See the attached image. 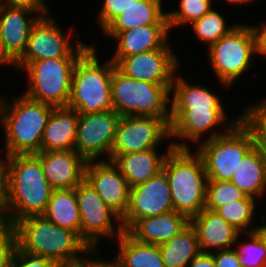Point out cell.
<instances>
[{"mask_svg":"<svg viewBox=\"0 0 266 267\" xmlns=\"http://www.w3.org/2000/svg\"><path fill=\"white\" fill-rule=\"evenodd\" d=\"M5 158L8 224L14 225L29 216L43 215L53 188L44 175L40 159L35 154Z\"/></svg>","mask_w":266,"mask_h":267,"instance_id":"obj_1","label":"cell"},{"mask_svg":"<svg viewBox=\"0 0 266 267\" xmlns=\"http://www.w3.org/2000/svg\"><path fill=\"white\" fill-rule=\"evenodd\" d=\"M17 247L25 253L45 257L55 264L74 262L84 258L79 254L96 253L75 232L57 226L43 215L29 216L14 225Z\"/></svg>","mask_w":266,"mask_h":267,"instance_id":"obj_2","label":"cell"},{"mask_svg":"<svg viewBox=\"0 0 266 267\" xmlns=\"http://www.w3.org/2000/svg\"><path fill=\"white\" fill-rule=\"evenodd\" d=\"M195 154H191L189 148L173 147L162 168L170 186L174 211L189 220L205 208L208 184L203 160Z\"/></svg>","mask_w":266,"mask_h":267,"instance_id":"obj_3","label":"cell"},{"mask_svg":"<svg viewBox=\"0 0 266 267\" xmlns=\"http://www.w3.org/2000/svg\"><path fill=\"white\" fill-rule=\"evenodd\" d=\"M2 98L0 122L6 135V157L41 152L42 138L53 106L22 94L12 106ZM10 105V106H9Z\"/></svg>","mask_w":266,"mask_h":267,"instance_id":"obj_4","label":"cell"},{"mask_svg":"<svg viewBox=\"0 0 266 267\" xmlns=\"http://www.w3.org/2000/svg\"><path fill=\"white\" fill-rule=\"evenodd\" d=\"M224 127L225 132L214 131L199 146L208 180L230 181L241 159L257 144L255 129L241 114Z\"/></svg>","mask_w":266,"mask_h":267,"instance_id":"obj_5","label":"cell"},{"mask_svg":"<svg viewBox=\"0 0 266 267\" xmlns=\"http://www.w3.org/2000/svg\"><path fill=\"white\" fill-rule=\"evenodd\" d=\"M96 50L90 47L78 58L71 83V97L68 107L76 109L78 114L96 113L113 109L111 82L112 60L100 66Z\"/></svg>","mask_w":266,"mask_h":267,"instance_id":"obj_6","label":"cell"},{"mask_svg":"<svg viewBox=\"0 0 266 267\" xmlns=\"http://www.w3.org/2000/svg\"><path fill=\"white\" fill-rule=\"evenodd\" d=\"M172 85H160L135 80L113 69L111 94L113 110L123 116H153L170 124ZM169 107V108H168Z\"/></svg>","mask_w":266,"mask_h":267,"instance_id":"obj_7","label":"cell"},{"mask_svg":"<svg viewBox=\"0 0 266 267\" xmlns=\"http://www.w3.org/2000/svg\"><path fill=\"white\" fill-rule=\"evenodd\" d=\"M78 58H50L25 68L30 86L24 95L53 107H66L71 97L72 72Z\"/></svg>","mask_w":266,"mask_h":267,"instance_id":"obj_8","label":"cell"},{"mask_svg":"<svg viewBox=\"0 0 266 267\" xmlns=\"http://www.w3.org/2000/svg\"><path fill=\"white\" fill-rule=\"evenodd\" d=\"M208 50L210 65L218 80L222 85L231 86L251 67V57L256 53L252 27L236 25Z\"/></svg>","mask_w":266,"mask_h":267,"instance_id":"obj_9","label":"cell"},{"mask_svg":"<svg viewBox=\"0 0 266 267\" xmlns=\"http://www.w3.org/2000/svg\"><path fill=\"white\" fill-rule=\"evenodd\" d=\"M47 15H42L32 27L25 52L13 64L17 69H25L33 61L79 58L90 47L79 40L76 41V46L71 45L70 37H66L56 20Z\"/></svg>","mask_w":266,"mask_h":267,"instance_id":"obj_10","label":"cell"},{"mask_svg":"<svg viewBox=\"0 0 266 267\" xmlns=\"http://www.w3.org/2000/svg\"><path fill=\"white\" fill-rule=\"evenodd\" d=\"M75 194L81 219L80 237L91 249H97L100 236L113 237L116 234L119 237L125 232L120 216L104 203L85 180L75 187ZM112 217L118 221V229L114 228Z\"/></svg>","mask_w":266,"mask_h":267,"instance_id":"obj_11","label":"cell"},{"mask_svg":"<svg viewBox=\"0 0 266 267\" xmlns=\"http://www.w3.org/2000/svg\"><path fill=\"white\" fill-rule=\"evenodd\" d=\"M168 136L170 126L162 118L123 116L117 124L111 161L119 154L156 149L158 143Z\"/></svg>","mask_w":266,"mask_h":267,"instance_id":"obj_12","label":"cell"},{"mask_svg":"<svg viewBox=\"0 0 266 267\" xmlns=\"http://www.w3.org/2000/svg\"><path fill=\"white\" fill-rule=\"evenodd\" d=\"M120 118L113 109L79 114L74 150L86 161L96 160L103 153L111 160V150Z\"/></svg>","mask_w":266,"mask_h":267,"instance_id":"obj_13","label":"cell"},{"mask_svg":"<svg viewBox=\"0 0 266 267\" xmlns=\"http://www.w3.org/2000/svg\"><path fill=\"white\" fill-rule=\"evenodd\" d=\"M39 14L33 18L28 14ZM48 9L0 6V65H13L25 52L32 27Z\"/></svg>","mask_w":266,"mask_h":267,"instance_id":"obj_14","label":"cell"},{"mask_svg":"<svg viewBox=\"0 0 266 267\" xmlns=\"http://www.w3.org/2000/svg\"><path fill=\"white\" fill-rule=\"evenodd\" d=\"M170 186L162 170L144 183L130 187L129 205L121 218L126 232L137 220L173 211Z\"/></svg>","mask_w":266,"mask_h":267,"instance_id":"obj_15","label":"cell"},{"mask_svg":"<svg viewBox=\"0 0 266 267\" xmlns=\"http://www.w3.org/2000/svg\"><path fill=\"white\" fill-rule=\"evenodd\" d=\"M171 51L170 48H160L123 57L116 68L135 80L172 85L179 61Z\"/></svg>","mask_w":266,"mask_h":267,"instance_id":"obj_16","label":"cell"},{"mask_svg":"<svg viewBox=\"0 0 266 267\" xmlns=\"http://www.w3.org/2000/svg\"><path fill=\"white\" fill-rule=\"evenodd\" d=\"M84 180L120 218L124 216L129 205L130 186L111 160L87 161Z\"/></svg>","mask_w":266,"mask_h":267,"instance_id":"obj_17","label":"cell"},{"mask_svg":"<svg viewBox=\"0 0 266 267\" xmlns=\"http://www.w3.org/2000/svg\"><path fill=\"white\" fill-rule=\"evenodd\" d=\"M167 14L156 25L134 27L121 32H104L106 36L116 38L117 49L111 60L115 65L123 58L141 52L160 48H169L167 36L169 32Z\"/></svg>","mask_w":266,"mask_h":267,"instance_id":"obj_18","label":"cell"},{"mask_svg":"<svg viewBox=\"0 0 266 267\" xmlns=\"http://www.w3.org/2000/svg\"><path fill=\"white\" fill-rule=\"evenodd\" d=\"M35 155L53 190L73 189L84 180L87 161L75 150L41 151Z\"/></svg>","mask_w":266,"mask_h":267,"instance_id":"obj_19","label":"cell"},{"mask_svg":"<svg viewBox=\"0 0 266 267\" xmlns=\"http://www.w3.org/2000/svg\"><path fill=\"white\" fill-rule=\"evenodd\" d=\"M224 112V109H170L169 137L183 138L195 144L203 133L224 123Z\"/></svg>","mask_w":266,"mask_h":267,"instance_id":"obj_20","label":"cell"},{"mask_svg":"<svg viewBox=\"0 0 266 267\" xmlns=\"http://www.w3.org/2000/svg\"><path fill=\"white\" fill-rule=\"evenodd\" d=\"M188 148V143L173 142L168 145L166 154H157L156 149L117 155L112 162L118 167L130 187L144 183L162 171L167 153L172 148Z\"/></svg>","mask_w":266,"mask_h":267,"instance_id":"obj_21","label":"cell"},{"mask_svg":"<svg viewBox=\"0 0 266 267\" xmlns=\"http://www.w3.org/2000/svg\"><path fill=\"white\" fill-rule=\"evenodd\" d=\"M189 223L184 214L173 210L137 220L126 233L137 242L160 245L176 236Z\"/></svg>","mask_w":266,"mask_h":267,"instance_id":"obj_22","label":"cell"},{"mask_svg":"<svg viewBox=\"0 0 266 267\" xmlns=\"http://www.w3.org/2000/svg\"><path fill=\"white\" fill-rule=\"evenodd\" d=\"M190 224L197 233L200 251L204 253H207L210 248H216L219 251L230 249L241 234L215 211L206 208L192 217Z\"/></svg>","mask_w":266,"mask_h":267,"instance_id":"obj_23","label":"cell"},{"mask_svg":"<svg viewBox=\"0 0 266 267\" xmlns=\"http://www.w3.org/2000/svg\"><path fill=\"white\" fill-rule=\"evenodd\" d=\"M78 121L76 109L54 107L44 129L41 151L74 150Z\"/></svg>","mask_w":266,"mask_h":267,"instance_id":"obj_24","label":"cell"},{"mask_svg":"<svg viewBox=\"0 0 266 267\" xmlns=\"http://www.w3.org/2000/svg\"><path fill=\"white\" fill-rule=\"evenodd\" d=\"M230 181L247 196L254 198L264 194L266 190V155L258 144L241 159Z\"/></svg>","mask_w":266,"mask_h":267,"instance_id":"obj_25","label":"cell"},{"mask_svg":"<svg viewBox=\"0 0 266 267\" xmlns=\"http://www.w3.org/2000/svg\"><path fill=\"white\" fill-rule=\"evenodd\" d=\"M162 0H137L120 13L103 31L121 32L134 27L156 25L167 12L162 11Z\"/></svg>","mask_w":266,"mask_h":267,"instance_id":"obj_26","label":"cell"},{"mask_svg":"<svg viewBox=\"0 0 266 267\" xmlns=\"http://www.w3.org/2000/svg\"><path fill=\"white\" fill-rule=\"evenodd\" d=\"M158 246L165 267H187L201 252L197 233L190 223L176 236Z\"/></svg>","mask_w":266,"mask_h":267,"instance_id":"obj_27","label":"cell"},{"mask_svg":"<svg viewBox=\"0 0 266 267\" xmlns=\"http://www.w3.org/2000/svg\"><path fill=\"white\" fill-rule=\"evenodd\" d=\"M43 216L57 226L75 231L80 236L81 219L75 188L53 190Z\"/></svg>","mask_w":266,"mask_h":267,"instance_id":"obj_28","label":"cell"},{"mask_svg":"<svg viewBox=\"0 0 266 267\" xmlns=\"http://www.w3.org/2000/svg\"><path fill=\"white\" fill-rule=\"evenodd\" d=\"M117 239L119 251L115 260L122 267H165L158 245L137 242L126 232Z\"/></svg>","mask_w":266,"mask_h":267,"instance_id":"obj_29","label":"cell"},{"mask_svg":"<svg viewBox=\"0 0 266 267\" xmlns=\"http://www.w3.org/2000/svg\"><path fill=\"white\" fill-rule=\"evenodd\" d=\"M171 91H174L171 109H224L218 96L203 86L188 84L181 77L174 76Z\"/></svg>","mask_w":266,"mask_h":267,"instance_id":"obj_30","label":"cell"},{"mask_svg":"<svg viewBox=\"0 0 266 267\" xmlns=\"http://www.w3.org/2000/svg\"><path fill=\"white\" fill-rule=\"evenodd\" d=\"M255 204V198L246 196L217 208L215 212L241 233L248 226L251 227Z\"/></svg>","mask_w":266,"mask_h":267,"instance_id":"obj_31","label":"cell"},{"mask_svg":"<svg viewBox=\"0 0 266 267\" xmlns=\"http://www.w3.org/2000/svg\"><path fill=\"white\" fill-rule=\"evenodd\" d=\"M189 25L193 26L192 28L198 39L208 42V47L216 43L236 26V24L232 27L225 26L226 21L222 15L213 9Z\"/></svg>","mask_w":266,"mask_h":267,"instance_id":"obj_32","label":"cell"},{"mask_svg":"<svg viewBox=\"0 0 266 267\" xmlns=\"http://www.w3.org/2000/svg\"><path fill=\"white\" fill-rule=\"evenodd\" d=\"M246 196L231 181L208 180L205 208L215 211L227 203L244 199Z\"/></svg>","mask_w":266,"mask_h":267,"instance_id":"obj_33","label":"cell"},{"mask_svg":"<svg viewBox=\"0 0 266 267\" xmlns=\"http://www.w3.org/2000/svg\"><path fill=\"white\" fill-rule=\"evenodd\" d=\"M256 229L246 230L250 241L234 249L241 267H266V244Z\"/></svg>","mask_w":266,"mask_h":267,"instance_id":"obj_34","label":"cell"},{"mask_svg":"<svg viewBox=\"0 0 266 267\" xmlns=\"http://www.w3.org/2000/svg\"><path fill=\"white\" fill-rule=\"evenodd\" d=\"M213 0H180V9L168 12L167 19L169 28L172 26L186 25L200 19L212 8Z\"/></svg>","mask_w":266,"mask_h":267,"instance_id":"obj_35","label":"cell"},{"mask_svg":"<svg viewBox=\"0 0 266 267\" xmlns=\"http://www.w3.org/2000/svg\"><path fill=\"white\" fill-rule=\"evenodd\" d=\"M243 117L255 129L257 143H266V99L251 104L244 112Z\"/></svg>","mask_w":266,"mask_h":267,"instance_id":"obj_36","label":"cell"},{"mask_svg":"<svg viewBox=\"0 0 266 267\" xmlns=\"http://www.w3.org/2000/svg\"><path fill=\"white\" fill-rule=\"evenodd\" d=\"M17 249V234L13 225L7 224L0 231V267H9Z\"/></svg>","mask_w":266,"mask_h":267,"instance_id":"obj_37","label":"cell"},{"mask_svg":"<svg viewBox=\"0 0 266 267\" xmlns=\"http://www.w3.org/2000/svg\"><path fill=\"white\" fill-rule=\"evenodd\" d=\"M98 15V23L104 30L120 13L134 5L137 0H104Z\"/></svg>","mask_w":266,"mask_h":267,"instance_id":"obj_38","label":"cell"},{"mask_svg":"<svg viewBox=\"0 0 266 267\" xmlns=\"http://www.w3.org/2000/svg\"><path fill=\"white\" fill-rule=\"evenodd\" d=\"M9 267H56L51 260L22 252L18 247Z\"/></svg>","mask_w":266,"mask_h":267,"instance_id":"obj_39","label":"cell"},{"mask_svg":"<svg viewBox=\"0 0 266 267\" xmlns=\"http://www.w3.org/2000/svg\"><path fill=\"white\" fill-rule=\"evenodd\" d=\"M234 248L224 249L213 253L216 267H241Z\"/></svg>","mask_w":266,"mask_h":267,"instance_id":"obj_40","label":"cell"},{"mask_svg":"<svg viewBox=\"0 0 266 267\" xmlns=\"http://www.w3.org/2000/svg\"><path fill=\"white\" fill-rule=\"evenodd\" d=\"M0 220L7 221L6 162L0 159Z\"/></svg>","mask_w":266,"mask_h":267,"instance_id":"obj_41","label":"cell"},{"mask_svg":"<svg viewBox=\"0 0 266 267\" xmlns=\"http://www.w3.org/2000/svg\"><path fill=\"white\" fill-rule=\"evenodd\" d=\"M44 2L45 1L43 0H0V6L21 7L27 9H48Z\"/></svg>","mask_w":266,"mask_h":267,"instance_id":"obj_42","label":"cell"},{"mask_svg":"<svg viewBox=\"0 0 266 267\" xmlns=\"http://www.w3.org/2000/svg\"><path fill=\"white\" fill-rule=\"evenodd\" d=\"M255 37L256 53L266 56V24L261 27L252 26ZM261 28V29H260Z\"/></svg>","mask_w":266,"mask_h":267,"instance_id":"obj_43","label":"cell"},{"mask_svg":"<svg viewBox=\"0 0 266 267\" xmlns=\"http://www.w3.org/2000/svg\"><path fill=\"white\" fill-rule=\"evenodd\" d=\"M189 264L190 267H216L212 252H200Z\"/></svg>","mask_w":266,"mask_h":267,"instance_id":"obj_44","label":"cell"},{"mask_svg":"<svg viewBox=\"0 0 266 267\" xmlns=\"http://www.w3.org/2000/svg\"><path fill=\"white\" fill-rule=\"evenodd\" d=\"M93 261L94 259L84 257L74 262L56 264V267H93Z\"/></svg>","mask_w":266,"mask_h":267,"instance_id":"obj_45","label":"cell"},{"mask_svg":"<svg viewBox=\"0 0 266 267\" xmlns=\"http://www.w3.org/2000/svg\"><path fill=\"white\" fill-rule=\"evenodd\" d=\"M93 267H122L116 260L113 262L109 261H93Z\"/></svg>","mask_w":266,"mask_h":267,"instance_id":"obj_46","label":"cell"},{"mask_svg":"<svg viewBox=\"0 0 266 267\" xmlns=\"http://www.w3.org/2000/svg\"><path fill=\"white\" fill-rule=\"evenodd\" d=\"M256 228H257L256 231L260 234V236L262 237V239L266 244V225H262Z\"/></svg>","mask_w":266,"mask_h":267,"instance_id":"obj_47","label":"cell"},{"mask_svg":"<svg viewBox=\"0 0 266 267\" xmlns=\"http://www.w3.org/2000/svg\"><path fill=\"white\" fill-rule=\"evenodd\" d=\"M224 1H227L228 3L230 2V4H247V3H252V1L254 0H224Z\"/></svg>","mask_w":266,"mask_h":267,"instance_id":"obj_48","label":"cell"},{"mask_svg":"<svg viewBox=\"0 0 266 267\" xmlns=\"http://www.w3.org/2000/svg\"><path fill=\"white\" fill-rule=\"evenodd\" d=\"M257 144L261 147L262 151L266 155V143H257Z\"/></svg>","mask_w":266,"mask_h":267,"instance_id":"obj_49","label":"cell"},{"mask_svg":"<svg viewBox=\"0 0 266 267\" xmlns=\"http://www.w3.org/2000/svg\"><path fill=\"white\" fill-rule=\"evenodd\" d=\"M8 224V221H1L0 220V231Z\"/></svg>","mask_w":266,"mask_h":267,"instance_id":"obj_50","label":"cell"},{"mask_svg":"<svg viewBox=\"0 0 266 267\" xmlns=\"http://www.w3.org/2000/svg\"><path fill=\"white\" fill-rule=\"evenodd\" d=\"M1 103H2V97H0V108H1Z\"/></svg>","mask_w":266,"mask_h":267,"instance_id":"obj_51","label":"cell"}]
</instances>
